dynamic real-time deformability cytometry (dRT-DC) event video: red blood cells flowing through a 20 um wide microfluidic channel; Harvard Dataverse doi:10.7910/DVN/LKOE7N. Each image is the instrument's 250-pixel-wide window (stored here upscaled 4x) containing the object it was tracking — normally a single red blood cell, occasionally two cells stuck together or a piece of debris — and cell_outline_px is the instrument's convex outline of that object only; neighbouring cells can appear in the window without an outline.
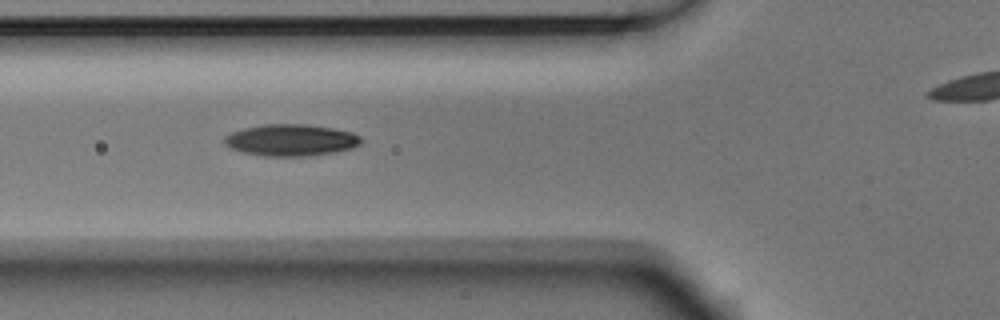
{"species": "Egyptian fruit bat (a non-hibernating species)", "species_latin": "Rousettus aegyptiacus", "temperature_condition": "room temperature", "stored_images_in_passage": 6, "segment_of_instrument_passage": [1, 2], "camera_frame_rate_fps": 3000, "um_per_image_px": 0.085, "animal": {"sex": "male"}, "frame": {"image": 1, "passage_image": 4, "time_ms": 1.0, "image_size_px": [1000, 320], "cell_outline_px": [[360, 144], [352, 148], [336, 152], [308, 156], [264, 156], [244, 152], [232, 148], [224, 144], [224, 136], [232, 132], [244, 128], [264, 124], [308, 124], [332, 128], [352, 132], [360, 136]], "centroid_in_image_um": [24.73, 11.9], "position_along_channel_um": 101.1, "area_um2": 25.2}}
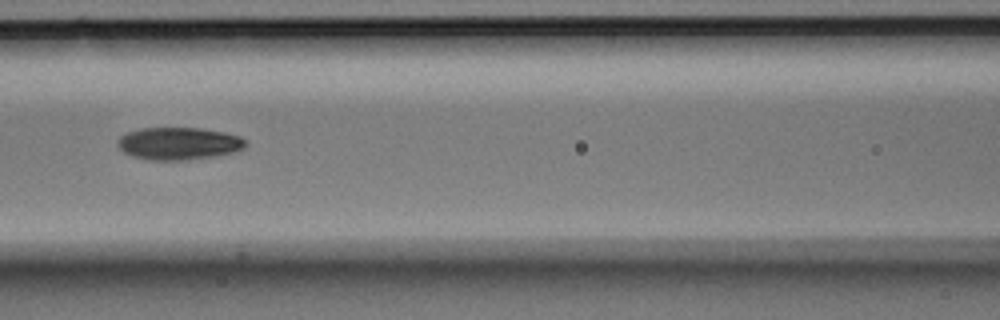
{"frame": {"image": 2, "passage_image": 5, "time_ms": 1.333, "image_size_px": [1000, 320], "cell_outline_px": [[248, 140], [244, 148], [232, 152], [212, 156], [188, 160], [152, 160], [132, 156], [124, 152], [116, 144], [116, 140], [120, 136], [128, 132], [140, 128], [200, 128], [224, 132], [240, 136]], "centroid_in_image_um": [15.18, 12.19], "position_along_channel_um": 151.4, "area_um2": 24.22}}